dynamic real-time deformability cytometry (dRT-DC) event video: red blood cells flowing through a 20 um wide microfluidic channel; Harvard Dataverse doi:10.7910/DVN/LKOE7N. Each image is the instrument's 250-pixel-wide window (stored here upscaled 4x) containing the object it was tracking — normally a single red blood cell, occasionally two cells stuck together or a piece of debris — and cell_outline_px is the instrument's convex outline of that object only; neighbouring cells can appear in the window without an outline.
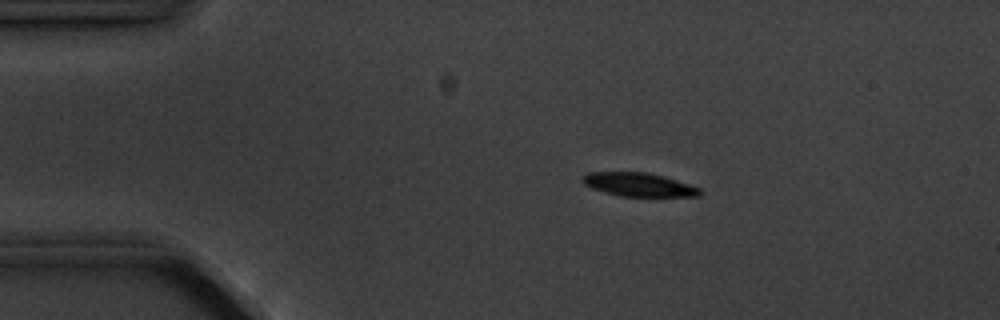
{"species": "common noctule bat (a hibernating species)", "species_latin": "Nyctalus noctula", "temperature_condition": "cold", "stored_images_in_passage": 9, "camera_frame_rate_fps": 3000, "um_per_image_px": 0.085, "animal": {"sex": "male", "body_mass_g": 20.1, "forearm_length_mm": 53.5}, "frame": {"image": 1, "passage_image": 1, "time_ms": 0.0, "image_size_px": [1000, 320], "cell_outline_px": [[704, 192], [700, 196], [620, 196], [604, 192], [592, 188], [584, 184], [580, 180], [588, 172], [644, 172], [664, 176], [700, 188]], "centroid_in_image_um": [54.29, 15.69], "position_along_channel_um": 30.7, "area_um2": 16.07}}
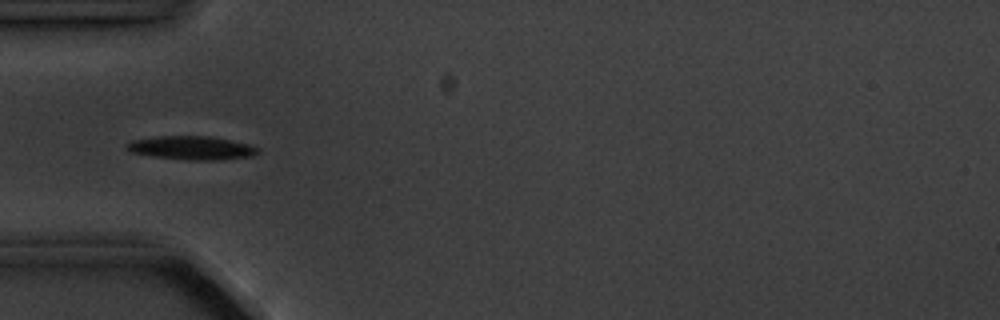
{"frame": {"image": 2, "passage_image": 3, "time_ms": 2.333, "image_size_px": [1000, 320], "cell_outline_px": [[260, 152], [252, 156], [220, 160], [188, 160], [156, 156], [128, 152], [124, 148], [124, 144], [132, 140], [160, 136], [208, 136], [248, 144], [260, 148]], "centroid_in_image_um": [16.26, 12.57], "position_along_channel_um": 68.7, "area_um2": 18.03}}